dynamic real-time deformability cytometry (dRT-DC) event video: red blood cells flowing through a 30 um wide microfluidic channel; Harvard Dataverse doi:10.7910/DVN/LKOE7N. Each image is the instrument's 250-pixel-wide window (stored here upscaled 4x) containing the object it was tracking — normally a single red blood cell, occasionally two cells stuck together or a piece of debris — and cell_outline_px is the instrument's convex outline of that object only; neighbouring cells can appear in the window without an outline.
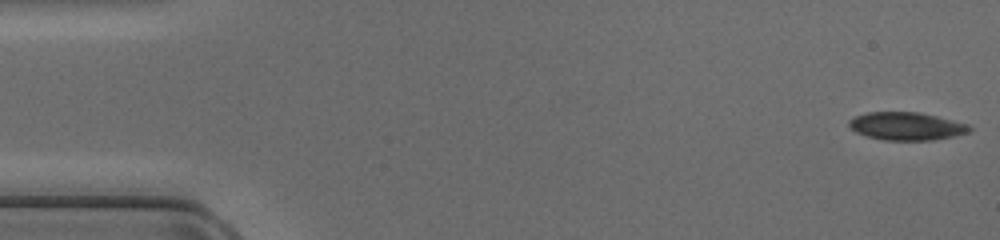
{"species": "common noctule bat (a hibernating species)", "species_latin": "Nyctalus noctula", "temperature_condition": "cold", "stored_images_in_passage": 47, "camera_frame_rate_fps": 3000, "um_per_image_px": 0.085, "animal": {"sex": "female", "body_mass_g": 17.0, "forearm_length_mm": 48.0}, "frame": {"image": 1, "passage_image": 1, "time_ms": 0.0, "image_size_px": [1000, 240], "cell_outline_px": [[972, 132], [956, 136], [932, 140], [884, 140], [868, 136], [856, 132], [848, 124], [848, 120], [856, 116], [868, 112], [920, 112], [968, 124], [972, 128]], "centroid_in_image_um": [77.09, 10.73], "position_along_channel_um": 7.9, "area_um2": 19.59}}
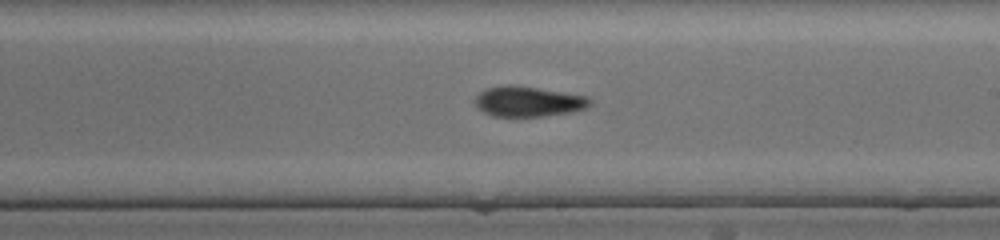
{"frame": {"image": 2, "passage_image": 27, "time_ms": 8.667, "image_size_px": [1000, 240], "cell_outline_px": [[592, 104], [584, 108], [568, 112], [544, 116], [492, 116], [484, 112], [472, 100], [484, 88], [504, 84], [512, 84], [564, 92], [588, 96], [592, 100]], "centroid_in_image_um": [44.87, 8.6], "position_along_channel_um": 244.1, "area_um2": 20.35}}
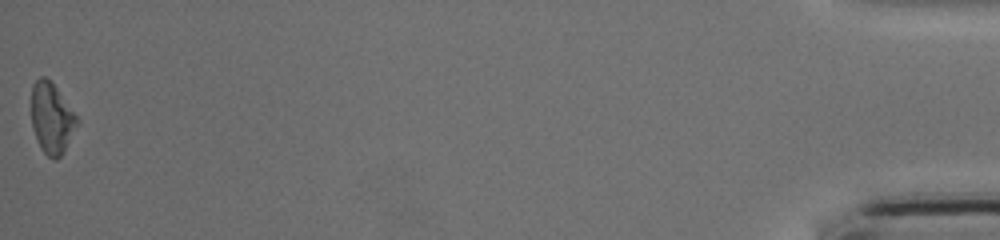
{"frame": {"image": 3, "passage_image": 47, "time_ms": 15.333, "image_size_px": [1000, 240], "cell_outline_px": [[80, 120], [64, 152], [56, 160], [52, 160], [44, 152], [36, 140], [32, 128], [32, 84], [40, 76], [44, 76], [56, 88]], "centroid_in_image_um": [4.39, 10.08], "position_along_channel_um": 430.8, "area_um2": 18.73}}